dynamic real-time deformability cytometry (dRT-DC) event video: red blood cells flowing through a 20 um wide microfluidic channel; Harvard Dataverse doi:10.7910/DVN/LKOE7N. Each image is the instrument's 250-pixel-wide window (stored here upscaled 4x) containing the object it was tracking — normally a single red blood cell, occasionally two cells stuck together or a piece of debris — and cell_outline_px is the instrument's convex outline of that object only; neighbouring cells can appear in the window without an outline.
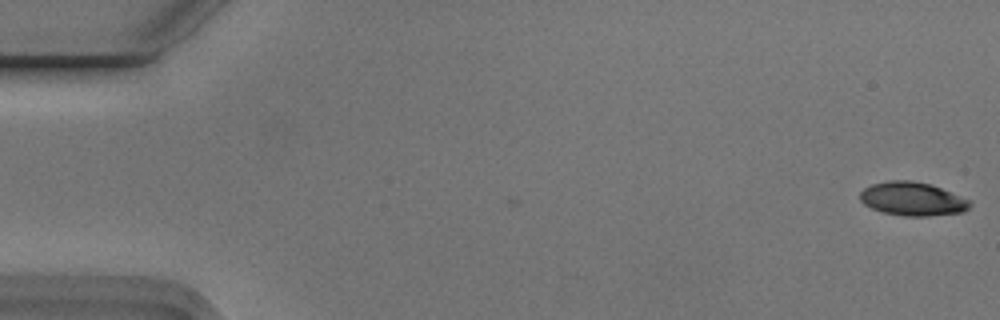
{"species": "Egyptian fruit bat (a non-hibernating species)", "species_latin": "Rousettus aegyptiacus", "temperature_condition": "cold", "stored_images_in_passage": 4, "camera_frame_rate_fps": 3000, "um_per_image_px": 0.085, "animal": {"sex": "male"}, "frame": {"image": 1, "passage_image": 1, "time_ms": 0.0, "image_size_px": [1000, 320], "cell_outline_px": [[972, 204], [964, 212], [928, 216], [904, 216], [884, 212], [872, 208], [864, 204], [860, 200], [860, 192], [864, 188], [872, 184], [888, 180], [912, 180], [928, 184], [940, 188], [968, 200]], "centroid_in_image_um": [77.53, 16.91], "position_along_channel_um": 7.5, "area_um2": 21.27}}